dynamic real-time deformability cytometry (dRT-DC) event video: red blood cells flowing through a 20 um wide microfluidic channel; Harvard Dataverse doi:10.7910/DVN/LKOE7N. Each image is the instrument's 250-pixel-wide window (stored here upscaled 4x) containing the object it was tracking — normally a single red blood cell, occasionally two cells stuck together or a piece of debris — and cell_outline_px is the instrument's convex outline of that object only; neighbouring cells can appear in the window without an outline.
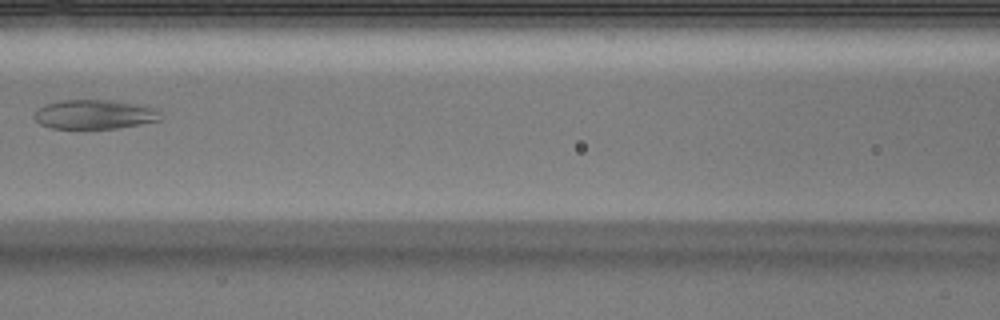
{"species": "Egyptian fruit bat (a non-hibernating species)", "species_latin": "Rousettus aegyptiacus", "temperature_condition": "warm", "stored_images_in_passage": 6, "camera_frame_rate_fps": 3000, "um_per_image_px": 0.085, "animal": {"sex": "male"}, "frame": {"image": 1, "passage_image": 6, "time_ms": 1.667, "image_size_px": [1000, 320], "cell_outline_px": [[160, 120], [140, 124], [116, 128], [52, 128], [40, 124], [32, 116], [36, 108], [44, 104], [60, 100], [108, 100], [136, 104], [152, 108], [160, 112]], "centroid_in_image_um": [7.95, 9.72], "position_along_channel_um": 158.6, "area_um2": 21.44}}